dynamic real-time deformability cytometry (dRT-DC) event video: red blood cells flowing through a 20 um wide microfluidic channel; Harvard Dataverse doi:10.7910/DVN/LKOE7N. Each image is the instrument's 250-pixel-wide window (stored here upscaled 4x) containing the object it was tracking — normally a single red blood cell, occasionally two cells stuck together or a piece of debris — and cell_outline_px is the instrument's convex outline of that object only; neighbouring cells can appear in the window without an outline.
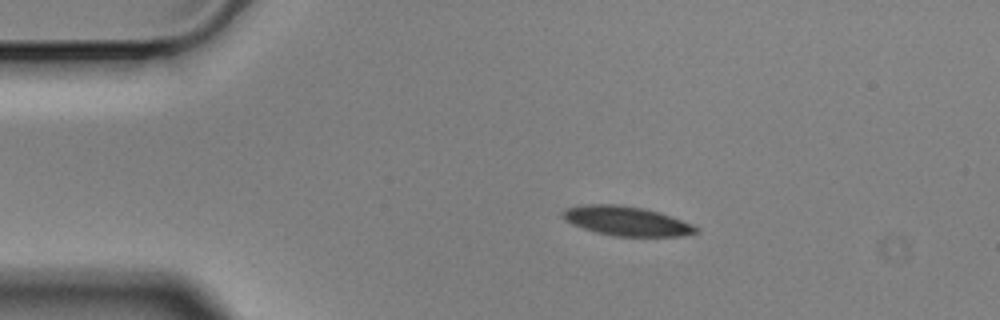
{"species": "Egyptian fruit bat (a non-hibernating species)", "species_latin": "Rousettus aegyptiacus", "temperature_condition": "cold", "stored_images_in_passage": 4, "camera_frame_rate_fps": 3000, "um_per_image_px": 0.085, "animal": {"sex": "male"}, "frame": {"image": 1, "passage_image": 3, "time_ms": 0.667, "image_size_px": [1000, 320], "cell_outline_px": [[700, 228], [696, 232], [684, 236], [616, 236], [596, 232], [572, 224], [564, 220], [564, 212], [568, 208], [584, 204], [616, 204], [644, 208], [692, 224]], "centroid_in_image_um": [53.26, 18.79], "position_along_channel_um": 31.7, "area_um2": 22.37}}